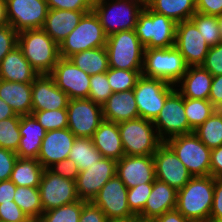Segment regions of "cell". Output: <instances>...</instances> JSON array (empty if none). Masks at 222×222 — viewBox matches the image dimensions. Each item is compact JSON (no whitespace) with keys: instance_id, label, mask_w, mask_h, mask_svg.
<instances>
[{"instance_id":"obj_1","label":"cell","mask_w":222,"mask_h":222,"mask_svg":"<svg viewBox=\"0 0 222 222\" xmlns=\"http://www.w3.org/2000/svg\"><path fill=\"white\" fill-rule=\"evenodd\" d=\"M214 182L215 178L211 175L192 177L178 190L176 209L188 220H209Z\"/></svg>"},{"instance_id":"obj_3","label":"cell","mask_w":222,"mask_h":222,"mask_svg":"<svg viewBox=\"0 0 222 222\" xmlns=\"http://www.w3.org/2000/svg\"><path fill=\"white\" fill-rule=\"evenodd\" d=\"M144 7L137 0H94L93 11L98 16L104 33L135 30Z\"/></svg>"},{"instance_id":"obj_20","label":"cell","mask_w":222,"mask_h":222,"mask_svg":"<svg viewBox=\"0 0 222 222\" xmlns=\"http://www.w3.org/2000/svg\"><path fill=\"white\" fill-rule=\"evenodd\" d=\"M116 175L128 189L143 183H153L156 179L153 155H124L120 160H117Z\"/></svg>"},{"instance_id":"obj_55","label":"cell","mask_w":222,"mask_h":222,"mask_svg":"<svg viewBox=\"0 0 222 222\" xmlns=\"http://www.w3.org/2000/svg\"><path fill=\"white\" fill-rule=\"evenodd\" d=\"M210 175L222 179V145L211 150Z\"/></svg>"},{"instance_id":"obj_24","label":"cell","mask_w":222,"mask_h":222,"mask_svg":"<svg viewBox=\"0 0 222 222\" xmlns=\"http://www.w3.org/2000/svg\"><path fill=\"white\" fill-rule=\"evenodd\" d=\"M19 129L21 139L15 153L18 158L37 159L42 139L47 131L32 114L20 117Z\"/></svg>"},{"instance_id":"obj_16","label":"cell","mask_w":222,"mask_h":222,"mask_svg":"<svg viewBox=\"0 0 222 222\" xmlns=\"http://www.w3.org/2000/svg\"><path fill=\"white\" fill-rule=\"evenodd\" d=\"M174 46L188 67L201 66L210 48L191 19L177 23Z\"/></svg>"},{"instance_id":"obj_54","label":"cell","mask_w":222,"mask_h":222,"mask_svg":"<svg viewBox=\"0 0 222 222\" xmlns=\"http://www.w3.org/2000/svg\"><path fill=\"white\" fill-rule=\"evenodd\" d=\"M209 101L216 109L222 108V75L213 76Z\"/></svg>"},{"instance_id":"obj_25","label":"cell","mask_w":222,"mask_h":222,"mask_svg":"<svg viewBox=\"0 0 222 222\" xmlns=\"http://www.w3.org/2000/svg\"><path fill=\"white\" fill-rule=\"evenodd\" d=\"M212 78L213 75L202 66H189L175 85L181 88L176 90L184 98L209 100Z\"/></svg>"},{"instance_id":"obj_8","label":"cell","mask_w":222,"mask_h":222,"mask_svg":"<svg viewBox=\"0 0 222 222\" xmlns=\"http://www.w3.org/2000/svg\"><path fill=\"white\" fill-rule=\"evenodd\" d=\"M107 35L98 16L92 10L85 13L74 30L60 43V57L70 56L93 48L105 47Z\"/></svg>"},{"instance_id":"obj_31","label":"cell","mask_w":222,"mask_h":222,"mask_svg":"<svg viewBox=\"0 0 222 222\" xmlns=\"http://www.w3.org/2000/svg\"><path fill=\"white\" fill-rule=\"evenodd\" d=\"M44 170L37 159L18 158L10 180L16 186L39 187Z\"/></svg>"},{"instance_id":"obj_15","label":"cell","mask_w":222,"mask_h":222,"mask_svg":"<svg viewBox=\"0 0 222 222\" xmlns=\"http://www.w3.org/2000/svg\"><path fill=\"white\" fill-rule=\"evenodd\" d=\"M6 9L9 25L17 32L43 28L49 10L46 0H6Z\"/></svg>"},{"instance_id":"obj_21","label":"cell","mask_w":222,"mask_h":222,"mask_svg":"<svg viewBox=\"0 0 222 222\" xmlns=\"http://www.w3.org/2000/svg\"><path fill=\"white\" fill-rule=\"evenodd\" d=\"M32 111L67 108L70 98L57 87L49 74L38 75L32 82Z\"/></svg>"},{"instance_id":"obj_42","label":"cell","mask_w":222,"mask_h":222,"mask_svg":"<svg viewBox=\"0 0 222 222\" xmlns=\"http://www.w3.org/2000/svg\"><path fill=\"white\" fill-rule=\"evenodd\" d=\"M32 115L46 131L64 129L68 127L67 109L32 111Z\"/></svg>"},{"instance_id":"obj_29","label":"cell","mask_w":222,"mask_h":222,"mask_svg":"<svg viewBox=\"0 0 222 222\" xmlns=\"http://www.w3.org/2000/svg\"><path fill=\"white\" fill-rule=\"evenodd\" d=\"M95 148L106 158L120 160L124 149L118 123L103 120L92 137Z\"/></svg>"},{"instance_id":"obj_23","label":"cell","mask_w":222,"mask_h":222,"mask_svg":"<svg viewBox=\"0 0 222 222\" xmlns=\"http://www.w3.org/2000/svg\"><path fill=\"white\" fill-rule=\"evenodd\" d=\"M103 119L115 123L139 118L133 89L112 93L102 105Z\"/></svg>"},{"instance_id":"obj_60","label":"cell","mask_w":222,"mask_h":222,"mask_svg":"<svg viewBox=\"0 0 222 222\" xmlns=\"http://www.w3.org/2000/svg\"><path fill=\"white\" fill-rule=\"evenodd\" d=\"M125 222H155L154 219L143 218L140 216H134L131 219H128Z\"/></svg>"},{"instance_id":"obj_64","label":"cell","mask_w":222,"mask_h":222,"mask_svg":"<svg viewBox=\"0 0 222 222\" xmlns=\"http://www.w3.org/2000/svg\"><path fill=\"white\" fill-rule=\"evenodd\" d=\"M28 222H37V221H35V220H31V219H30Z\"/></svg>"},{"instance_id":"obj_33","label":"cell","mask_w":222,"mask_h":222,"mask_svg":"<svg viewBox=\"0 0 222 222\" xmlns=\"http://www.w3.org/2000/svg\"><path fill=\"white\" fill-rule=\"evenodd\" d=\"M148 8L179 23L196 13V0H153Z\"/></svg>"},{"instance_id":"obj_52","label":"cell","mask_w":222,"mask_h":222,"mask_svg":"<svg viewBox=\"0 0 222 222\" xmlns=\"http://www.w3.org/2000/svg\"><path fill=\"white\" fill-rule=\"evenodd\" d=\"M209 220L211 222H222V179H215L213 205Z\"/></svg>"},{"instance_id":"obj_39","label":"cell","mask_w":222,"mask_h":222,"mask_svg":"<svg viewBox=\"0 0 222 222\" xmlns=\"http://www.w3.org/2000/svg\"><path fill=\"white\" fill-rule=\"evenodd\" d=\"M191 20L197 26L206 43L212 47L221 43V34L217 16L194 13Z\"/></svg>"},{"instance_id":"obj_37","label":"cell","mask_w":222,"mask_h":222,"mask_svg":"<svg viewBox=\"0 0 222 222\" xmlns=\"http://www.w3.org/2000/svg\"><path fill=\"white\" fill-rule=\"evenodd\" d=\"M215 110L209 100L184 98V111L193 130L203 124Z\"/></svg>"},{"instance_id":"obj_19","label":"cell","mask_w":222,"mask_h":222,"mask_svg":"<svg viewBox=\"0 0 222 222\" xmlns=\"http://www.w3.org/2000/svg\"><path fill=\"white\" fill-rule=\"evenodd\" d=\"M153 159L155 178L165 182L177 191L182 189L192 178L186 166L165 142L157 148V151L153 154Z\"/></svg>"},{"instance_id":"obj_32","label":"cell","mask_w":222,"mask_h":222,"mask_svg":"<svg viewBox=\"0 0 222 222\" xmlns=\"http://www.w3.org/2000/svg\"><path fill=\"white\" fill-rule=\"evenodd\" d=\"M68 59L90 76L105 73L109 69L106 47L85 50L70 56Z\"/></svg>"},{"instance_id":"obj_2","label":"cell","mask_w":222,"mask_h":222,"mask_svg":"<svg viewBox=\"0 0 222 222\" xmlns=\"http://www.w3.org/2000/svg\"><path fill=\"white\" fill-rule=\"evenodd\" d=\"M18 47L39 74H50L61 58L59 45L41 28L18 32Z\"/></svg>"},{"instance_id":"obj_50","label":"cell","mask_w":222,"mask_h":222,"mask_svg":"<svg viewBox=\"0 0 222 222\" xmlns=\"http://www.w3.org/2000/svg\"><path fill=\"white\" fill-rule=\"evenodd\" d=\"M48 169L62 178L71 179L73 181H76L79 174L77 165L73 160L70 159H64L60 162H57L50 166Z\"/></svg>"},{"instance_id":"obj_62","label":"cell","mask_w":222,"mask_h":222,"mask_svg":"<svg viewBox=\"0 0 222 222\" xmlns=\"http://www.w3.org/2000/svg\"><path fill=\"white\" fill-rule=\"evenodd\" d=\"M222 41V15L217 16Z\"/></svg>"},{"instance_id":"obj_13","label":"cell","mask_w":222,"mask_h":222,"mask_svg":"<svg viewBox=\"0 0 222 222\" xmlns=\"http://www.w3.org/2000/svg\"><path fill=\"white\" fill-rule=\"evenodd\" d=\"M128 188L115 175L100 189L92 202L98 206L109 221H127L135 215L129 209Z\"/></svg>"},{"instance_id":"obj_46","label":"cell","mask_w":222,"mask_h":222,"mask_svg":"<svg viewBox=\"0 0 222 222\" xmlns=\"http://www.w3.org/2000/svg\"><path fill=\"white\" fill-rule=\"evenodd\" d=\"M201 66L213 76L222 75V42L209 48Z\"/></svg>"},{"instance_id":"obj_5","label":"cell","mask_w":222,"mask_h":222,"mask_svg":"<svg viewBox=\"0 0 222 222\" xmlns=\"http://www.w3.org/2000/svg\"><path fill=\"white\" fill-rule=\"evenodd\" d=\"M125 155L151 156L163 143L153 121L137 118L118 123Z\"/></svg>"},{"instance_id":"obj_4","label":"cell","mask_w":222,"mask_h":222,"mask_svg":"<svg viewBox=\"0 0 222 222\" xmlns=\"http://www.w3.org/2000/svg\"><path fill=\"white\" fill-rule=\"evenodd\" d=\"M109 68L143 70L144 45L135 30L119 31L107 36Z\"/></svg>"},{"instance_id":"obj_18","label":"cell","mask_w":222,"mask_h":222,"mask_svg":"<svg viewBox=\"0 0 222 222\" xmlns=\"http://www.w3.org/2000/svg\"><path fill=\"white\" fill-rule=\"evenodd\" d=\"M117 161L103 157L87 170L79 171L76 179V190L80 200L92 201L100 189L116 175Z\"/></svg>"},{"instance_id":"obj_7","label":"cell","mask_w":222,"mask_h":222,"mask_svg":"<svg viewBox=\"0 0 222 222\" xmlns=\"http://www.w3.org/2000/svg\"><path fill=\"white\" fill-rule=\"evenodd\" d=\"M188 66L175 48H145L142 75L176 83L186 73Z\"/></svg>"},{"instance_id":"obj_27","label":"cell","mask_w":222,"mask_h":222,"mask_svg":"<svg viewBox=\"0 0 222 222\" xmlns=\"http://www.w3.org/2000/svg\"><path fill=\"white\" fill-rule=\"evenodd\" d=\"M90 11H70L49 9L43 30L58 44L74 30L85 13Z\"/></svg>"},{"instance_id":"obj_53","label":"cell","mask_w":222,"mask_h":222,"mask_svg":"<svg viewBox=\"0 0 222 222\" xmlns=\"http://www.w3.org/2000/svg\"><path fill=\"white\" fill-rule=\"evenodd\" d=\"M196 12L211 16L222 15V0H196Z\"/></svg>"},{"instance_id":"obj_28","label":"cell","mask_w":222,"mask_h":222,"mask_svg":"<svg viewBox=\"0 0 222 222\" xmlns=\"http://www.w3.org/2000/svg\"><path fill=\"white\" fill-rule=\"evenodd\" d=\"M39 74L32 68L17 46L0 63V79L18 83H32Z\"/></svg>"},{"instance_id":"obj_26","label":"cell","mask_w":222,"mask_h":222,"mask_svg":"<svg viewBox=\"0 0 222 222\" xmlns=\"http://www.w3.org/2000/svg\"><path fill=\"white\" fill-rule=\"evenodd\" d=\"M177 192L175 188L165 182L155 179L152 192L143 211L138 216L155 220L165 212L176 209Z\"/></svg>"},{"instance_id":"obj_12","label":"cell","mask_w":222,"mask_h":222,"mask_svg":"<svg viewBox=\"0 0 222 222\" xmlns=\"http://www.w3.org/2000/svg\"><path fill=\"white\" fill-rule=\"evenodd\" d=\"M68 129L76 137L92 138L103 119L102 106L89 98L70 99L67 106Z\"/></svg>"},{"instance_id":"obj_10","label":"cell","mask_w":222,"mask_h":222,"mask_svg":"<svg viewBox=\"0 0 222 222\" xmlns=\"http://www.w3.org/2000/svg\"><path fill=\"white\" fill-rule=\"evenodd\" d=\"M174 84L159 78L141 75L133 88L139 118L154 121L167 97L176 89Z\"/></svg>"},{"instance_id":"obj_36","label":"cell","mask_w":222,"mask_h":222,"mask_svg":"<svg viewBox=\"0 0 222 222\" xmlns=\"http://www.w3.org/2000/svg\"><path fill=\"white\" fill-rule=\"evenodd\" d=\"M194 134L209 148L214 149L222 145V111L215 112L195 130Z\"/></svg>"},{"instance_id":"obj_59","label":"cell","mask_w":222,"mask_h":222,"mask_svg":"<svg viewBox=\"0 0 222 222\" xmlns=\"http://www.w3.org/2000/svg\"><path fill=\"white\" fill-rule=\"evenodd\" d=\"M9 24L7 19L6 0H0V27Z\"/></svg>"},{"instance_id":"obj_35","label":"cell","mask_w":222,"mask_h":222,"mask_svg":"<svg viewBox=\"0 0 222 222\" xmlns=\"http://www.w3.org/2000/svg\"><path fill=\"white\" fill-rule=\"evenodd\" d=\"M14 202L31 220L37 221L43 213L39 187L17 186Z\"/></svg>"},{"instance_id":"obj_47","label":"cell","mask_w":222,"mask_h":222,"mask_svg":"<svg viewBox=\"0 0 222 222\" xmlns=\"http://www.w3.org/2000/svg\"><path fill=\"white\" fill-rule=\"evenodd\" d=\"M49 9L92 11L94 0H46Z\"/></svg>"},{"instance_id":"obj_65","label":"cell","mask_w":222,"mask_h":222,"mask_svg":"<svg viewBox=\"0 0 222 222\" xmlns=\"http://www.w3.org/2000/svg\"><path fill=\"white\" fill-rule=\"evenodd\" d=\"M109 222H125V221H109Z\"/></svg>"},{"instance_id":"obj_57","label":"cell","mask_w":222,"mask_h":222,"mask_svg":"<svg viewBox=\"0 0 222 222\" xmlns=\"http://www.w3.org/2000/svg\"><path fill=\"white\" fill-rule=\"evenodd\" d=\"M188 221L189 220L185 218L177 209L167 211L155 219V222H188Z\"/></svg>"},{"instance_id":"obj_30","label":"cell","mask_w":222,"mask_h":222,"mask_svg":"<svg viewBox=\"0 0 222 222\" xmlns=\"http://www.w3.org/2000/svg\"><path fill=\"white\" fill-rule=\"evenodd\" d=\"M32 83L10 82L0 79V98L16 113L24 116L32 114Z\"/></svg>"},{"instance_id":"obj_58","label":"cell","mask_w":222,"mask_h":222,"mask_svg":"<svg viewBox=\"0 0 222 222\" xmlns=\"http://www.w3.org/2000/svg\"><path fill=\"white\" fill-rule=\"evenodd\" d=\"M10 117H21L16 115L14 110L0 98V120H4Z\"/></svg>"},{"instance_id":"obj_17","label":"cell","mask_w":222,"mask_h":222,"mask_svg":"<svg viewBox=\"0 0 222 222\" xmlns=\"http://www.w3.org/2000/svg\"><path fill=\"white\" fill-rule=\"evenodd\" d=\"M49 75L70 99L88 98L91 76L68 58L61 57Z\"/></svg>"},{"instance_id":"obj_61","label":"cell","mask_w":222,"mask_h":222,"mask_svg":"<svg viewBox=\"0 0 222 222\" xmlns=\"http://www.w3.org/2000/svg\"><path fill=\"white\" fill-rule=\"evenodd\" d=\"M143 7H148L153 0H137Z\"/></svg>"},{"instance_id":"obj_11","label":"cell","mask_w":222,"mask_h":222,"mask_svg":"<svg viewBox=\"0 0 222 222\" xmlns=\"http://www.w3.org/2000/svg\"><path fill=\"white\" fill-rule=\"evenodd\" d=\"M153 124L162 142L194 132L184 111V97L176 89L167 97Z\"/></svg>"},{"instance_id":"obj_48","label":"cell","mask_w":222,"mask_h":222,"mask_svg":"<svg viewBox=\"0 0 222 222\" xmlns=\"http://www.w3.org/2000/svg\"><path fill=\"white\" fill-rule=\"evenodd\" d=\"M29 220L14 201L0 204V222H28Z\"/></svg>"},{"instance_id":"obj_38","label":"cell","mask_w":222,"mask_h":222,"mask_svg":"<svg viewBox=\"0 0 222 222\" xmlns=\"http://www.w3.org/2000/svg\"><path fill=\"white\" fill-rule=\"evenodd\" d=\"M83 200L63 205L42 213L37 222H79Z\"/></svg>"},{"instance_id":"obj_40","label":"cell","mask_w":222,"mask_h":222,"mask_svg":"<svg viewBox=\"0 0 222 222\" xmlns=\"http://www.w3.org/2000/svg\"><path fill=\"white\" fill-rule=\"evenodd\" d=\"M106 74L113 93H118L133 89L138 78L142 75V70L109 68Z\"/></svg>"},{"instance_id":"obj_63","label":"cell","mask_w":222,"mask_h":222,"mask_svg":"<svg viewBox=\"0 0 222 222\" xmlns=\"http://www.w3.org/2000/svg\"><path fill=\"white\" fill-rule=\"evenodd\" d=\"M188 222H211L210 220H189Z\"/></svg>"},{"instance_id":"obj_14","label":"cell","mask_w":222,"mask_h":222,"mask_svg":"<svg viewBox=\"0 0 222 222\" xmlns=\"http://www.w3.org/2000/svg\"><path fill=\"white\" fill-rule=\"evenodd\" d=\"M43 212L79 201L76 182L45 169L39 184Z\"/></svg>"},{"instance_id":"obj_45","label":"cell","mask_w":222,"mask_h":222,"mask_svg":"<svg viewBox=\"0 0 222 222\" xmlns=\"http://www.w3.org/2000/svg\"><path fill=\"white\" fill-rule=\"evenodd\" d=\"M17 46L18 32L9 24L0 27V63Z\"/></svg>"},{"instance_id":"obj_34","label":"cell","mask_w":222,"mask_h":222,"mask_svg":"<svg viewBox=\"0 0 222 222\" xmlns=\"http://www.w3.org/2000/svg\"><path fill=\"white\" fill-rule=\"evenodd\" d=\"M103 155L95 148L92 138L76 137L68 159L73 160L79 171L87 170L92 164L100 161Z\"/></svg>"},{"instance_id":"obj_22","label":"cell","mask_w":222,"mask_h":222,"mask_svg":"<svg viewBox=\"0 0 222 222\" xmlns=\"http://www.w3.org/2000/svg\"><path fill=\"white\" fill-rule=\"evenodd\" d=\"M75 138L68 128L47 131L42 139L37 160L48 169L53 164L68 159Z\"/></svg>"},{"instance_id":"obj_41","label":"cell","mask_w":222,"mask_h":222,"mask_svg":"<svg viewBox=\"0 0 222 222\" xmlns=\"http://www.w3.org/2000/svg\"><path fill=\"white\" fill-rule=\"evenodd\" d=\"M20 117H10L0 120V147L17 151L21 139Z\"/></svg>"},{"instance_id":"obj_43","label":"cell","mask_w":222,"mask_h":222,"mask_svg":"<svg viewBox=\"0 0 222 222\" xmlns=\"http://www.w3.org/2000/svg\"><path fill=\"white\" fill-rule=\"evenodd\" d=\"M112 93L113 91L109 85L106 72L91 75L88 96L90 100L102 106Z\"/></svg>"},{"instance_id":"obj_9","label":"cell","mask_w":222,"mask_h":222,"mask_svg":"<svg viewBox=\"0 0 222 222\" xmlns=\"http://www.w3.org/2000/svg\"><path fill=\"white\" fill-rule=\"evenodd\" d=\"M165 143L186 166L192 177L210 175L209 149L195 134H185L168 139Z\"/></svg>"},{"instance_id":"obj_56","label":"cell","mask_w":222,"mask_h":222,"mask_svg":"<svg viewBox=\"0 0 222 222\" xmlns=\"http://www.w3.org/2000/svg\"><path fill=\"white\" fill-rule=\"evenodd\" d=\"M17 186L10 180H3L0 182V204L11 203L14 200V193Z\"/></svg>"},{"instance_id":"obj_44","label":"cell","mask_w":222,"mask_h":222,"mask_svg":"<svg viewBox=\"0 0 222 222\" xmlns=\"http://www.w3.org/2000/svg\"><path fill=\"white\" fill-rule=\"evenodd\" d=\"M153 183H143L128 189L127 201L131 212L138 216L144 209L146 201L152 192Z\"/></svg>"},{"instance_id":"obj_51","label":"cell","mask_w":222,"mask_h":222,"mask_svg":"<svg viewBox=\"0 0 222 222\" xmlns=\"http://www.w3.org/2000/svg\"><path fill=\"white\" fill-rule=\"evenodd\" d=\"M79 222H109L105 213L92 201H83Z\"/></svg>"},{"instance_id":"obj_49","label":"cell","mask_w":222,"mask_h":222,"mask_svg":"<svg viewBox=\"0 0 222 222\" xmlns=\"http://www.w3.org/2000/svg\"><path fill=\"white\" fill-rule=\"evenodd\" d=\"M17 159L18 156L14 151L0 147V182L10 179Z\"/></svg>"},{"instance_id":"obj_6","label":"cell","mask_w":222,"mask_h":222,"mask_svg":"<svg viewBox=\"0 0 222 222\" xmlns=\"http://www.w3.org/2000/svg\"><path fill=\"white\" fill-rule=\"evenodd\" d=\"M177 23L144 7L135 25V32L145 48H170L175 44Z\"/></svg>"}]
</instances>
